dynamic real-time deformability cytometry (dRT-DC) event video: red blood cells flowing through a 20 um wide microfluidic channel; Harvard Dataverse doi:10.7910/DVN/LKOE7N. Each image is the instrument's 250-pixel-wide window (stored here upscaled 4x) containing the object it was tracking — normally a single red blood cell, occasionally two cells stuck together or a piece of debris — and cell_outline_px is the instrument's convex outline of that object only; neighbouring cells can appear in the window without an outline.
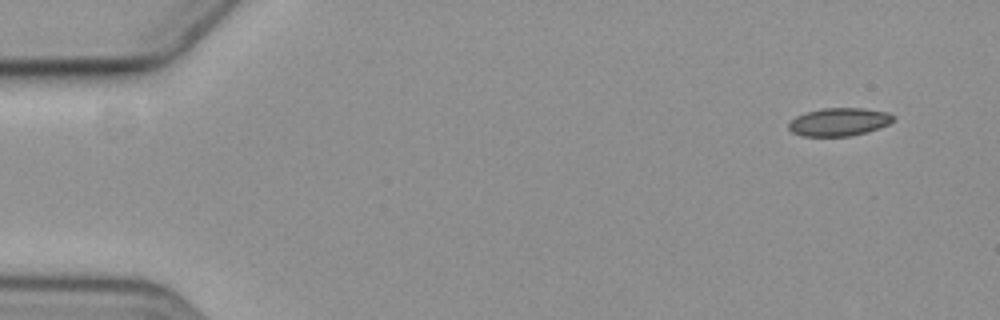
{"species": "common noctule bat (a hibernating species)", "species_latin": "Nyctalus noctula", "temperature_condition": "cold", "stored_images_in_passage": 6, "camera_frame_rate_fps": 3000, "um_per_image_px": 0.085, "animal": {"sex": "female", "body_mass_g": 19.3, "forearm_length_mm": 54.1}, "frame": {"image": 1, "passage_image": 1, "time_ms": 0.0, "image_size_px": [1000, 320], "cell_outline_px": [[896, 116], [888, 124], [868, 132], [852, 136], [800, 136], [792, 132], [788, 128], [788, 124], [796, 116], [804, 112], [824, 108], [864, 108], [888, 112]], "centroid_in_image_um": [71.31, 10.36], "position_along_channel_um": 13.7, "area_um2": 17.22}}
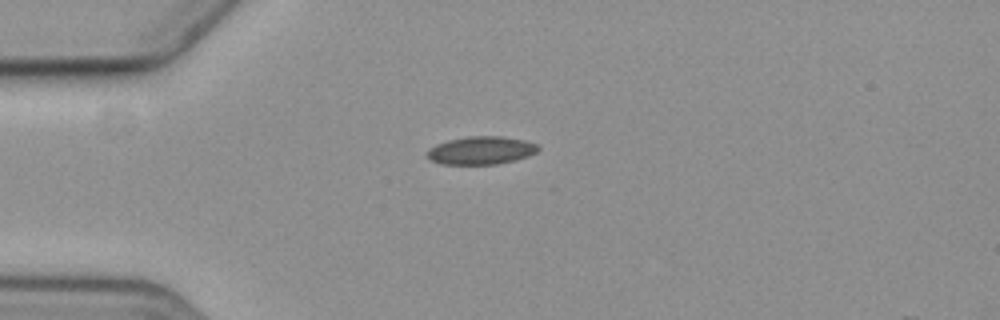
{"frame": {"image": 2, "passage_image": 4, "time_ms": 3.667, "image_size_px": [1000, 320], "cell_outline_px": [[540, 148], [536, 152], [528, 156], [516, 160], [496, 164], [440, 164], [424, 156], [424, 152], [428, 148], [436, 144], [448, 140], [468, 136], [500, 136], [524, 140], [540, 144]], "centroid_in_image_um": [40.86, 12.78], "position_along_channel_um": 44.1, "area_um2": 18.38}}
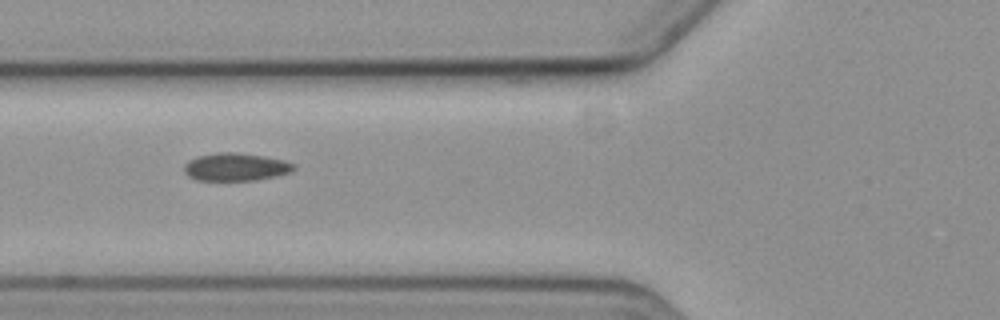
{"frame": {"image": 3, "passage_image": 6, "time_ms": 6.0, "image_size_px": [1000, 320], "cell_outline_px": [[296, 168], [288, 172], [276, 176], [256, 180], [196, 180], [188, 176], [184, 172], [184, 164], [188, 160], [196, 156], [216, 152], [236, 152], [264, 156], [284, 160], [296, 164]], "centroid_in_image_um": [20.01, 14.18], "position_along_channel_um": 105.8, "area_um2": 17.92}}